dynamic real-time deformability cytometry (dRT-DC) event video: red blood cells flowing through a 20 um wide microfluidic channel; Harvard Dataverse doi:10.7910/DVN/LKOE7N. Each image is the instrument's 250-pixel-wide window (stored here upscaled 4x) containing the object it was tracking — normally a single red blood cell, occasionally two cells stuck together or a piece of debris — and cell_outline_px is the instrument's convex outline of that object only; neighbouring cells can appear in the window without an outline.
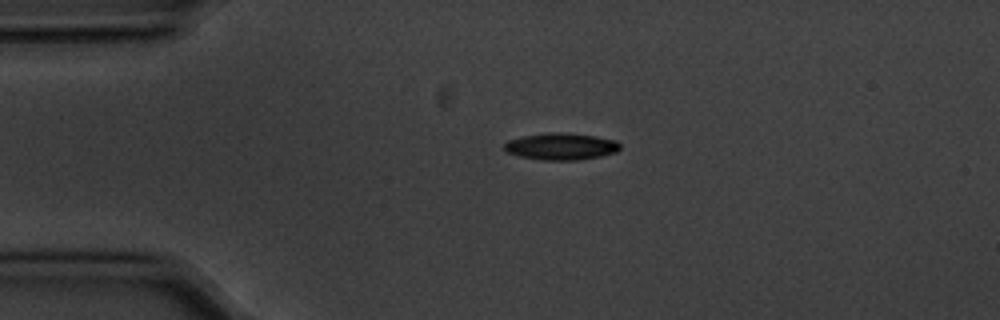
{"species": "common noctule bat (a hibernating species)", "species_latin": "Nyctalus noctula", "temperature_condition": "cold", "stored_images_in_passage": 2, "camera_frame_rate_fps": 3000, "um_per_image_px": 0.085, "animal": {"sex": "male", "body_mass_g": 20.1, "forearm_length_mm": 53.5}, "frame": {"image": 1, "passage_image": 1, "time_ms": 0.0, "image_size_px": [1000, 320], "cell_outline_px": [[620, 148], [616, 152], [600, 156], [580, 160], [540, 160], [520, 156], [508, 152], [504, 148], [504, 144], [508, 140], [524, 136], [544, 132], [564, 132], [596, 136], [616, 140], [620, 144]], "centroid_in_image_um": [47.7, 12.44], "position_along_channel_um": 37.3, "area_um2": 18.21}}